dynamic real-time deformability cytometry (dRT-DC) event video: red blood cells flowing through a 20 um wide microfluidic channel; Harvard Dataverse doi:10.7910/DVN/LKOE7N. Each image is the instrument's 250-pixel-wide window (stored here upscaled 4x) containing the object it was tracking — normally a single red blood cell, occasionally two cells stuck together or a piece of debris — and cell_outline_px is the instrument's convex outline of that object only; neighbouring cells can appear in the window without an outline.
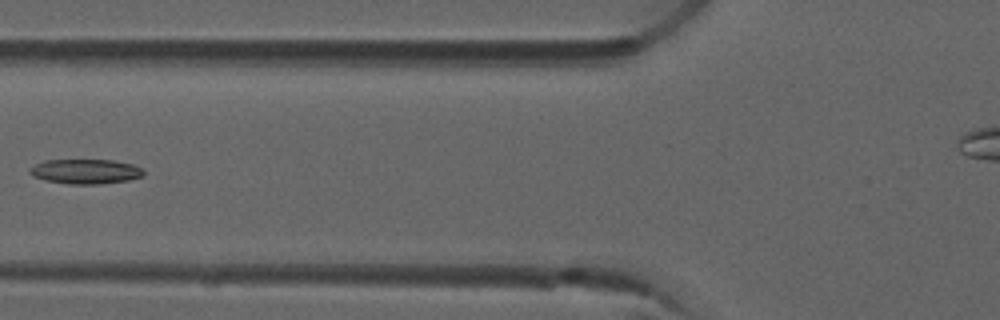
{"species": "common noctule bat (a hibernating species)", "species_latin": "Nyctalus noctula", "temperature_condition": "room temperature", "stored_images_in_passage": 7, "camera_frame_rate_fps": 3000, "um_per_image_px": 0.085, "animal": {"sex": "male", "forearm_length_mm": 52.5}, "frame": {"image": 1, "passage_image": 6, "time_ms": 1.667, "image_size_px": [1000, 320], "cell_outline_px": [[144, 176], [128, 180], [96, 184], [68, 184], [44, 180], [32, 176], [28, 172], [28, 168], [44, 160], [112, 160], [132, 164], [140, 168], [144, 172]], "centroid_in_image_um": [7.22, 14.57], "position_along_channel_um": 118.6, "area_um2": 16.42}}
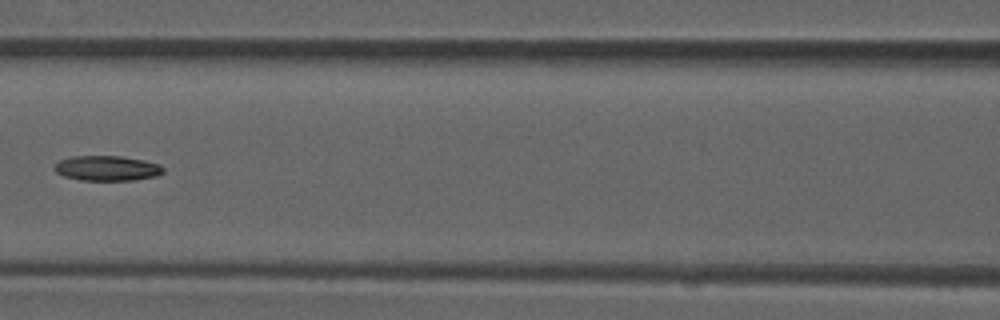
{"frame": {"image": 2, "passage_image": 7, "time_ms": 2.0, "image_size_px": [1000, 320], "cell_outline_px": [[164, 172], [156, 176], [132, 180], [80, 180], [64, 176], [56, 172], [52, 168], [60, 160], [72, 156], [120, 156], [144, 160], [160, 164], [164, 168]], "centroid_in_image_um": [9.1, 14.3], "position_along_channel_um": 157.5, "area_um2": 15.9}}